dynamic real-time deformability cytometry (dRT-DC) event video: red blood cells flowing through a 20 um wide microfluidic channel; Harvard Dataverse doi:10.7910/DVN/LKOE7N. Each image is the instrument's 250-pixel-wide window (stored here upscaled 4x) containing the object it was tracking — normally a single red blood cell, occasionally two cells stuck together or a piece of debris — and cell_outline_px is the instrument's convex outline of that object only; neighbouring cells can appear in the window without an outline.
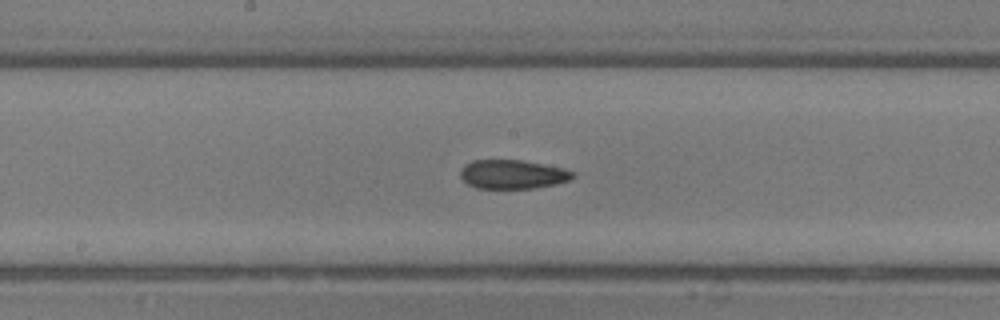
{"species": "common noctule bat (a hibernating species)", "species_latin": "Nyctalus noctula", "temperature_condition": "room temperature", "stored_images_in_passage": 21, "camera_frame_rate_fps": 3000, "um_per_image_px": 0.085, "animal": {"sex": "male", "body_mass_g": 13.3}, "frame": {"image": 1, "passage_image": 12, "time_ms": 3.667, "image_size_px": [1000, 320], "cell_outline_px": [[572, 176], [568, 180], [552, 184], [528, 188], [480, 188], [464, 180], [464, 168], [468, 164], [476, 160], [516, 160], [560, 168], [572, 172]], "centroid_in_image_um": [43.58, 14.82], "position_along_channel_um": 204.6, "area_um2": 17.63}}
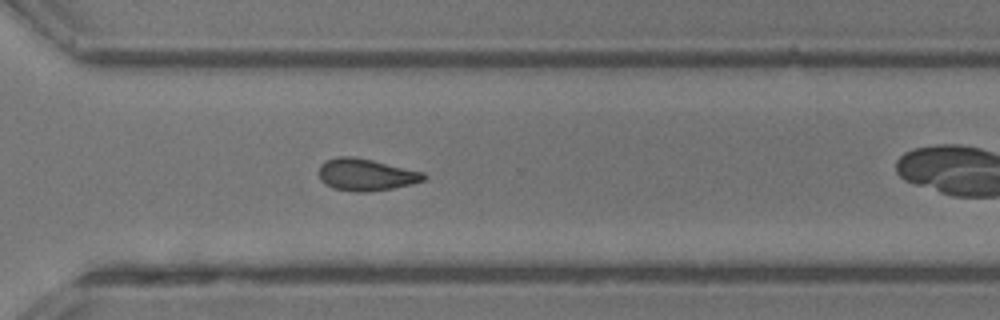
{"frame": {"image": 2, "passage_image": 18, "time_ms": 5.667, "image_size_px": [1000, 320], "cell_outline_px": [[424, 180], [392, 188], [336, 188], [328, 184], [320, 176], [320, 168], [328, 160], [368, 160], [420, 172], [424, 176]], "centroid_in_image_um": [31.17, 14.85], "position_along_channel_um": 339.4, "area_um2": 16.65}}